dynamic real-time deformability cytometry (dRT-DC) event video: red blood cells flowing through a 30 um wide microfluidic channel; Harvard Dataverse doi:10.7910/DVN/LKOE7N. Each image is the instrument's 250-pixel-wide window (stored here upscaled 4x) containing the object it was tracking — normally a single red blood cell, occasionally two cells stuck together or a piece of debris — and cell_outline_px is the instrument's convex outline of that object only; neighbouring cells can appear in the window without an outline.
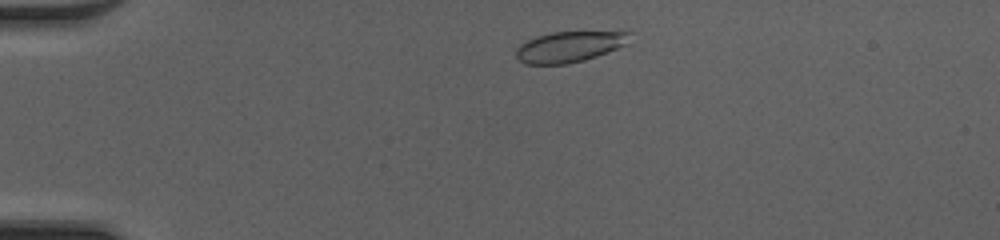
{"species": "common noctule bat (a hibernating species)", "species_latin": "Nyctalus noctula", "temperature_condition": "cold", "stored_images_in_passage": 41, "camera_frame_rate_fps": 3000, "um_per_image_px": 0.085, "animal": {"sex": "female", "body_mass_g": 20.0, "forearm_length_mm": 54.0}, "frame": {"image": 1, "passage_image": 3, "time_ms": 0.667, "image_size_px": [1000, 240], "cell_outline_px": [[632, 32], [628, 44], [608, 52], [584, 60], [564, 64], [524, 64], [516, 56], [516, 48], [520, 44], [536, 36], [552, 32]], "centroid_in_image_um": [48.4, 3.97], "position_along_channel_um": 36.6, "area_um2": 20.29}}
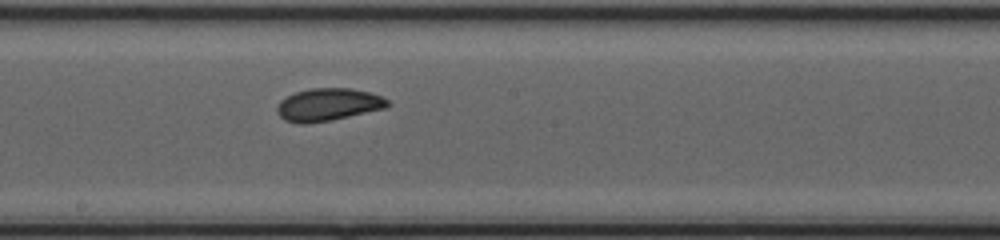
{"frame": {"image": 2, "passage_image": 20, "time_ms": 6.333, "image_size_px": [1000, 240], "cell_outline_px": [[392, 104], [388, 108], [332, 120], [304, 124], [300, 124], [284, 120], [276, 112], [276, 108], [280, 100], [296, 92], [312, 88], [352, 88], [372, 92], [388, 100]], "centroid_in_image_um": [27.93, 8.89], "position_along_channel_um": 220.3, "area_um2": 21.27}}
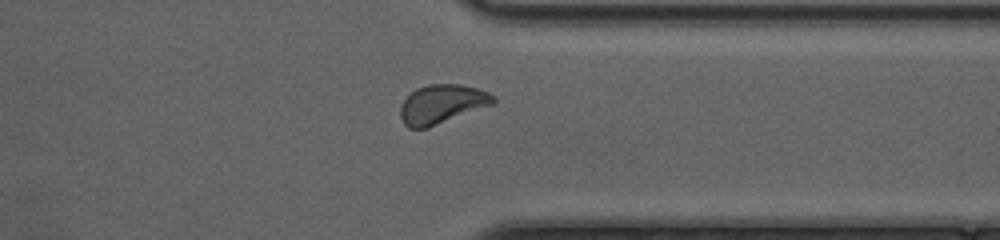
{"frame": {"image": 3, "passage_image": 31, "time_ms": 10.0, "image_size_px": [1000, 240], "cell_outline_px": [[496, 100], [492, 104], [428, 128], [408, 128], [404, 124], [400, 116], [400, 108], [404, 100], [416, 88], [428, 84], [460, 84], [476, 88], [488, 92], [496, 96]], "centroid_in_image_um": [37.55, 8.85], "position_along_channel_um": 373.8, "area_um2": 20.98}, "authors_computed_cell_mechanics": {"area_um2": 20.5768, "velocity_mm_per_s": 4.2124, "shape_relaxation_time_tau1_ms": 4.0196, "shape_relaxation_time_tau2_ms": 2.9275, "deformation_change_tau1": 0.1141, "deformation_change_tau2": 0.0392}}